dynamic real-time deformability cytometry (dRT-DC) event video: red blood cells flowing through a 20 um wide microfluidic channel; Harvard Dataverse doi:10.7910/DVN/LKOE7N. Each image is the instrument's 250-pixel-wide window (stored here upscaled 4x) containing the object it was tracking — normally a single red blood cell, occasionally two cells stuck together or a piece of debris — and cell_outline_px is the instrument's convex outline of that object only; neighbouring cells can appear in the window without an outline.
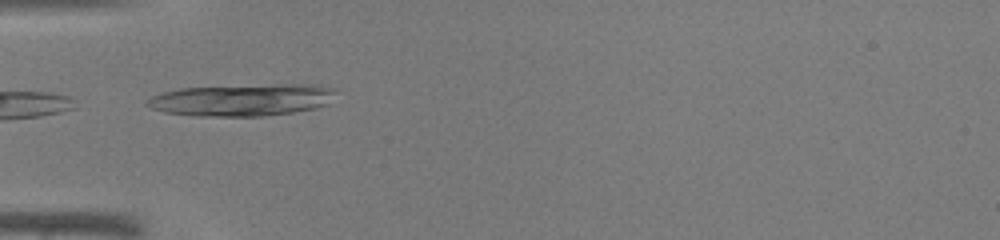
{"species": "common noctule bat (a hibernating species)", "species_latin": "Nyctalus noctula", "temperature_condition": "warm", "stored_images_in_passage": 29, "camera_frame_rate_fps": 3000, "um_per_image_px": 0.085, "animal": {"sex": "male", "body_mass_g": 19.0, "forearm_length_mm": 50.8}, "frame": {"image": 1, "passage_image": 1, "time_ms": 0.0, "image_size_px": [1000, 240], "cell_outline_px": [[336, 88], [328, 104], [316, 108], [292, 112], [264, 116], [196, 116], [164, 112], [152, 108], [144, 104], [144, 100], [152, 96], [164, 92], [180, 88], [280, 84], [320, 84]], "centroid_in_image_um": [20.58, 8.49], "position_along_channel_um": 64.4, "area_um2": 35.32}}
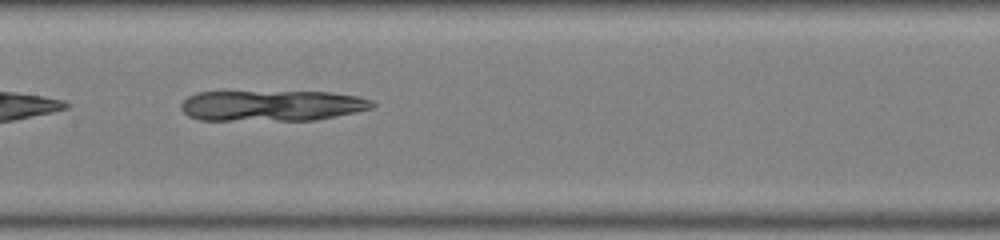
{"frame": {"image": 2, "passage_image": 9, "time_ms": 2.667, "image_size_px": [1000, 240], "cell_outline_px": [[376, 104], [372, 108], [356, 112], [316, 120], [200, 120], [188, 116], [180, 108], [180, 104], [188, 96], [196, 92], [220, 88], [332, 92], [356, 96], [372, 100]], "centroid_in_image_um": [23.0, 8.91], "position_along_channel_um": 184.4, "area_um2": 36.36}}
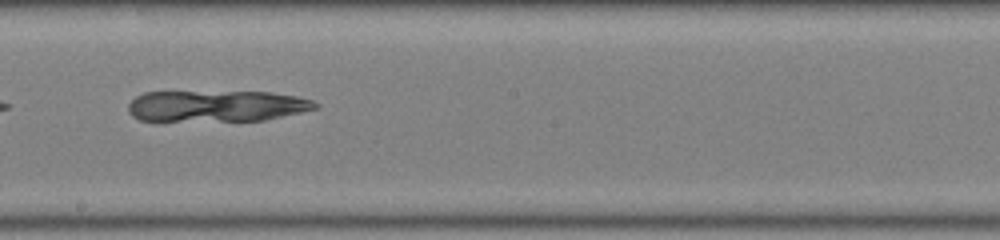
{"frame": {"image": 3, "passage_image": 12, "time_ms": 3.667, "image_size_px": [1000, 240], "cell_outline_px": [[320, 104], [316, 108], [300, 112], [264, 120], [156, 124], [140, 120], [132, 116], [128, 112], [128, 104], [136, 96], [144, 92], [272, 92], [296, 96], [312, 100]], "centroid_in_image_um": [18.27, 9.06], "position_along_channel_um": 229.9, "area_um2": 35.55}}